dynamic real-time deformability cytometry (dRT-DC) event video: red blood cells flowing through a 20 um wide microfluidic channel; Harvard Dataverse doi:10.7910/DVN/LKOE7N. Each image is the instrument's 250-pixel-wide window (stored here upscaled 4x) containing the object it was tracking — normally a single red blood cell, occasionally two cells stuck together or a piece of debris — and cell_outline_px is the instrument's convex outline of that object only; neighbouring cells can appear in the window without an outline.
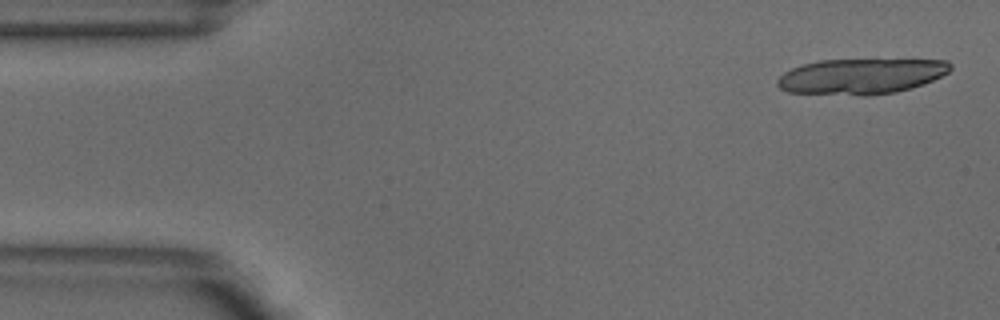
{"species": "common noctule bat (a hibernating species)", "species_latin": "Nyctalus noctula", "temperature_condition": "warm", "stored_images_in_passage": 10, "camera_frame_rate_fps": 3000, "um_per_image_px": 0.085, "animal": {"sex": "male", "body_mass_g": 18.8}, "frame": {"image": 1, "passage_image": 2, "time_ms": 0.333, "image_size_px": [1000, 320], "cell_outline_px": [[952, 68], [948, 72], [932, 80], [896, 92], [868, 96], [860, 96], [788, 92], [780, 88], [776, 84], [776, 80], [784, 72], [792, 68], [804, 64], [820, 60], [948, 60], [952, 64]], "centroid_in_image_um": [73.16, 6.49], "position_along_channel_um": 11.8, "area_um2": 35.72}}